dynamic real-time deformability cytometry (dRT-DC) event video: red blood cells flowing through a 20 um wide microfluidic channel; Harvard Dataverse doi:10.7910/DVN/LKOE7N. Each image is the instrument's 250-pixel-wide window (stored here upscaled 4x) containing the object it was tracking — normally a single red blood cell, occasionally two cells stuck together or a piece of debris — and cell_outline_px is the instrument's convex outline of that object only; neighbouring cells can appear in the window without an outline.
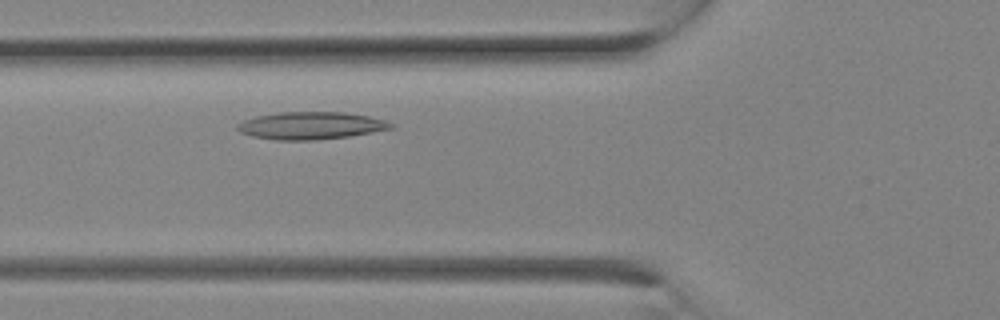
{"species": "Egyptian fruit bat (a non-hibernating species)", "species_latin": "Rousettus aegyptiacus", "temperature_condition": "room temperature", "stored_images_in_passage": 5, "camera_frame_rate_fps": 3000, "um_per_image_px": 0.085, "animal": {"sex": "female"}, "frame": {"image": 1, "passage_image": 5, "time_ms": 1.333, "image_size_px": [1000, 320], "cell_outline_px": [[396, 128], [348, 136], [316, 140], [276, 140], [252, 136], [240, 132], [236, 128], [236, 124], [244, 120], [256, 116], [280, 112], [344, 112], [368, 116], [384, 120], [392, 124]], "centroid_in_image_um": [26.4, 10.67], "position_along_channel_um": 99.4, "area_um2": 24.51}}